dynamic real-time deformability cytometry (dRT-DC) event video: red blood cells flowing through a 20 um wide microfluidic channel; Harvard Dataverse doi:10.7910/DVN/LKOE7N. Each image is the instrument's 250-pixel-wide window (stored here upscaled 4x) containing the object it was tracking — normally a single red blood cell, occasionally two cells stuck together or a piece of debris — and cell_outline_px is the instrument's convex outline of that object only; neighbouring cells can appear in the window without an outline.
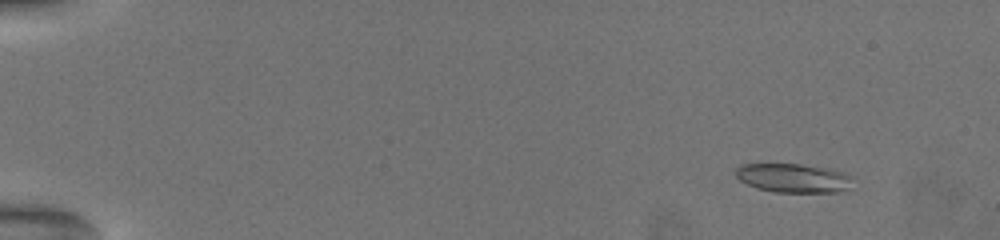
{"species": "common noctule bat (a hibernating species)", "species_latin": "Nyctalus noctula", "temperature_condition": "warm", "stored_images_in_passage": 56, "camera_frame_rate_fps": 3000, "um_per_image_px": 0.085, "animal": {"sex": "female", "body_mass_g": 19.5, "forearm_length_mm": 54.1}, "frame": {"image": 1, "passage_image": 2, "time_ms": 0.333, "image_size_px": [1000, 240], "cell_outline_px": [[848, 176], [844, 188], [836, 192], [776, 192], [756, 188], [740, 180], [736, 176], [736, 168], [744, 164], [800, 164], [840, 172]], "centroid_in_image_um": [67.26, 15.13], "position_along_channel_um": 17.7, "area_um2": 18.79}}
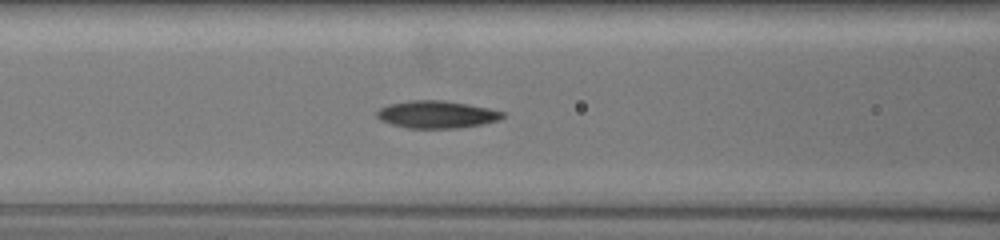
{"frame": {"image": 2, "passage_image": 26, "time_ms": 7.333, "image_size_px": [1000, 240], "cell_outline_px": [[504, 116], [496, 120], [480, 124], [460, 128], [408, 128], [392, 124], [380, 120], [376, 116], [376, 112], [380, 108], [392, 104], [412, 100], [440, 100], [488, 108], [504, 112]], "centroid_in_image_um": [37.08, 9.73], "position_along_channel_um": 129.5, "area_um2": 19.65}}
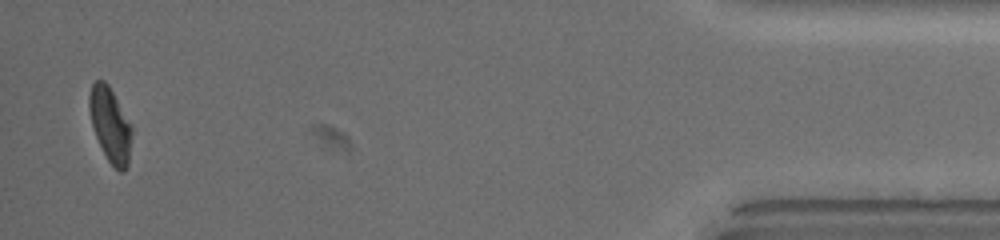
{"frame": {"image": 3, "passage_image": 56, "time_ms": 17.333, "image_size_px": [1000, 240], "cell_outline_px": [[132, 132], [128, 164], [124, 172], [120, 172], [108, 160], [92, 128], [88, 104], [88, 96], [92, 84], [96, 80], [104, 80], [108, 84], [132, 124]], "centroid_in_image_um": [9.37, 10.57], "position_along_channel_um": 425.8, "area_um2": 18.5}, "authors_computed_cell_mechanics": {"area_um2": 19.5942, "velocity_mm_per_s": 3.6907, "shape_relaxation_time_tau1_ms": 3.6266, "shape_relaxation_time_tau2_ms": 3.3761, "deformation_change_tau1": 0.1589, "deformation_change_tau2": 0.0934}}